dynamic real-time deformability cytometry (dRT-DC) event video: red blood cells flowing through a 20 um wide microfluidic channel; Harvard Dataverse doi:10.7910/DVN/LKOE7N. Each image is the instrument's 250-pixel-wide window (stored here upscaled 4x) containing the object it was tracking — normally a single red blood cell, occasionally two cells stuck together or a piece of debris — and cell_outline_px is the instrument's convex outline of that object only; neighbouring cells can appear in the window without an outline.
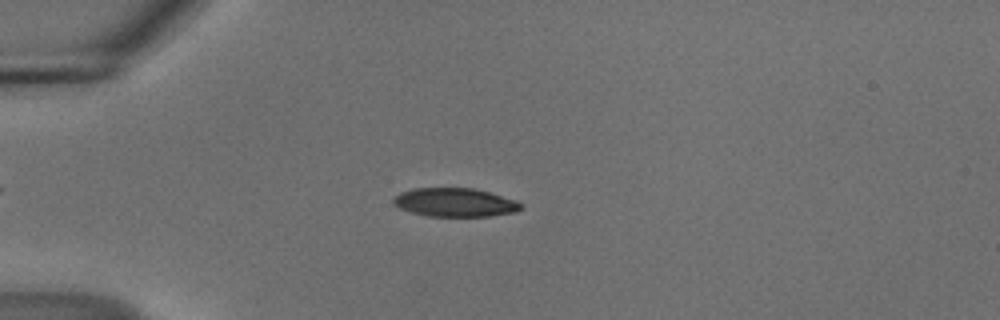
{"species": "common noctule bat (a hibernating species)", "species_latin": "Nyctalus noctula", "temperature_condition": "cold", "stored_images_in_passage": 55, "camera_frame_rate_fps": 3000, "um_per_image_px": 0.085, "animal": {"sex": "male", "body_mass_g": 18.8}, "frame": {"image": 1, "passage_image": 15, "time_ms": 4.667, "image_size_px": [1000, 320], "cell_outline_px": [[524, 208], [516, 212], [488, 216], [428, 216], [412, 212], [400, 208], [392, 200], [400, 192], [412, 188], [472, 188], [488, 192], [516, 200], [524, 204]], "centroid_in_image_um": [38.71, 17.2], "position_along_channel_um": 46.3, "area_um2": 21.21}}
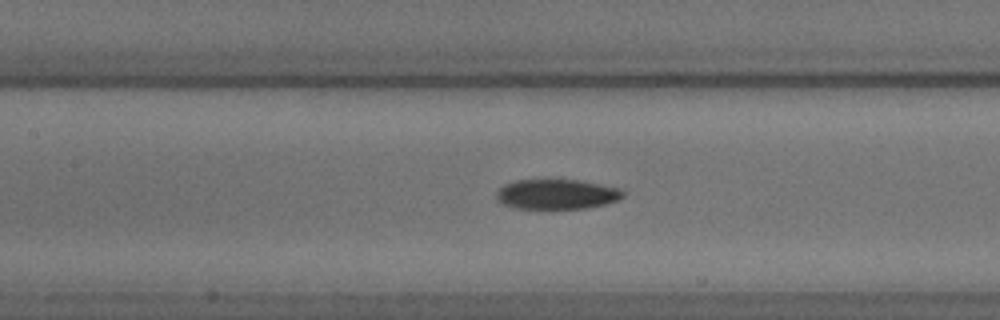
{"frame": {"image": 2, "passage_image": 26, "time_ms": 8.333, "image_size_px": [1000, 320], "cell_outline_px": [[624, 196], [620, 200], [604, 204], [584, 208], [516, 208], [500, 204], [496, 196], [496, 192], [504, 184], [516, 180], [544, 176], [580, 180], [624, 188]], "centroid_in_image_um": [47.32, 16.45], "position_along_channel_um": 160.1, "area_um2": 23.18}}
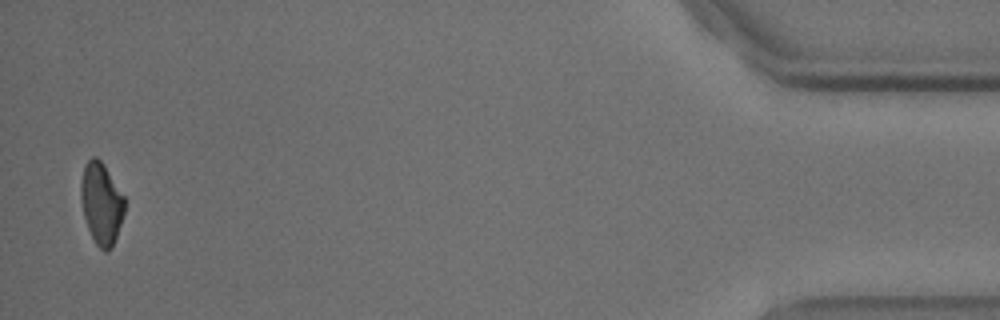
{"frame": {"image": 3, "passage_image": 54, "time_ms": 17.667, "image_size_px": [1000, 320], "cell_outline_px": [[124, 212], [112, 248], [108, 252], [104, 252], [96, 244], [88, 228], [84, 216], [80, 200], [80, 184], [84, 168], [88, 160], [92, 156], [96, 156], [104, 164], [124, 196]], "centroid_in_image_um": [8.6, 17.29], "position_along_channel_um": 426.6, "area_um2": 20.69}, "authors_computed_cell_mechanics": {"area_um2": 21.7328, "velocity_mm_per_s": 3.7062, "shape_relaxation_time_tau1_ms": 3.3698, "shape_relaxation_time_tau2_ms": null, "deformation_change_tau1": 0.1127, "deformation_change_tau2": null}}